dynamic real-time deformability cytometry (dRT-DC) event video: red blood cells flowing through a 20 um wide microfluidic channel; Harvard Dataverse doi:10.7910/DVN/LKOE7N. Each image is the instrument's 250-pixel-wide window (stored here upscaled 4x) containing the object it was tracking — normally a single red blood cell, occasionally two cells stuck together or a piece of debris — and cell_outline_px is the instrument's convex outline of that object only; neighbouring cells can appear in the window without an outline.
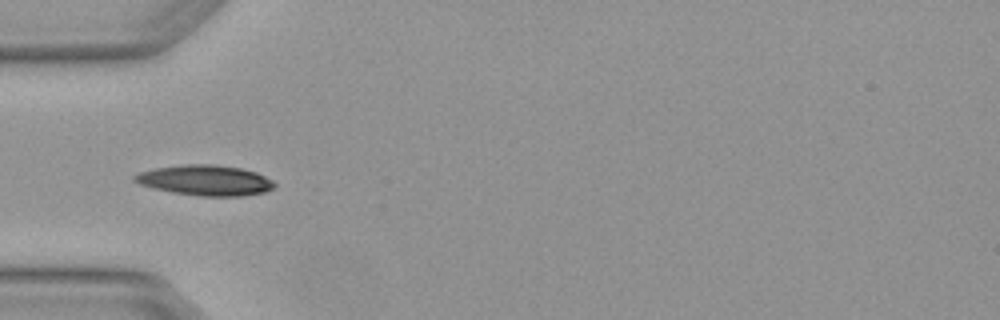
{"species": "Egyptian fruit bat (a non-hibernating species)", "species_latin": "Rousettus aegyptiacus", "temperature_condition": "warm", "stored_images_in_passage": 4, "camera_frame_rate_fps": 3000, "um_per_image_px": 0.085, "animal": {"sex": "female"}, "frame": {"image": 1, "passage_image": 3, "time_ms": 0.667, "image_size_px": [1000, 320], "cell_outline_px": [[276, 184], [272, 188], [264, 192], [244, 196], [200, 196], [172, 192], [152, 188], [140, 184], [132, 180], [132, 176], [140, 172], [152, 168], [184, 164], [216, 164], [240, 168], [256, 172], [272, 180]], "centroid_in_image_um": [17.41, 15.32], "position_along_channel_um": 67.6, "area_um2": 24.91}}
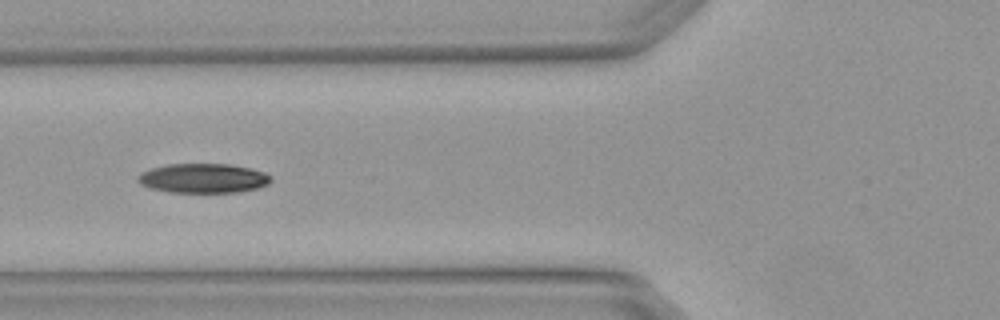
{"frame": {"image": 2, "passage_image": 4, "time_ms": 1.0, "image_size_px": [1000, 320], "cell_outline_px": [[272, 180], [268, 184], [256, 188], [236, 192], [168, 192], [148, 188], [140, 184], [136, 180], [136, 176], [152, 168], [168, 164], [232, 164], [252, 168], [264, 172], [272, 176]], "centroid_in_image_um": [17.27, 15.15], "position_along_channel_um": 108.5, "area_um2": 22.95}}